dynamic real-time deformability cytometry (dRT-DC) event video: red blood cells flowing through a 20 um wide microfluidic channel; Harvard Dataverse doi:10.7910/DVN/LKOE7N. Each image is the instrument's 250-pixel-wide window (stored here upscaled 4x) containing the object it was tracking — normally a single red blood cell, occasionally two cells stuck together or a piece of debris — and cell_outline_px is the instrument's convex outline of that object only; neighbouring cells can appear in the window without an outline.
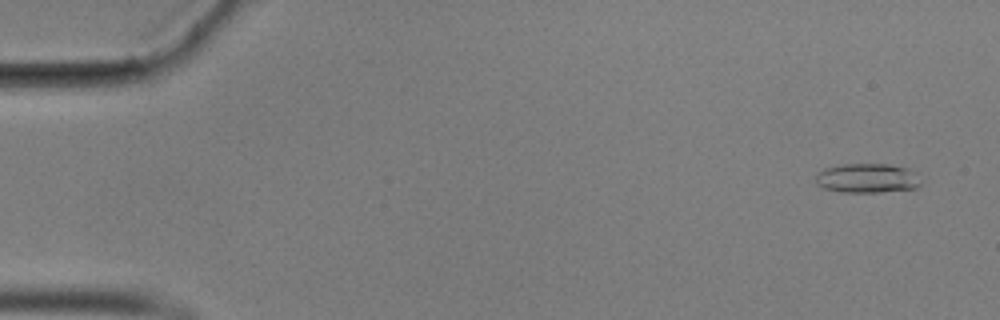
{"species": "common noctule bat (a hibernating species)", "species_latin": "Nyctalus noctula", "temperature_condition": "cold", "stored_images_in_passage": 56, "camera_frame_rate_fps": 3000, "um_per_image_px": 0.085, "animal": {"sex": "male", "body_mass_g": 17.9}, "frame": {"image": 1, "passage_image": 2, "time_ms": 0.333, "image_size_px": [1000, 320], "cell_outline_px": [[920, 184], [916, 188], [880, 192], [840, 192], [824, 188], [816, 184], [816, 172], [824, 168], [840, 164], [888, 164], [908, 168], [912, 172]], "centroid_in_image_um": [73.63, 15.14], "position_along_channel_um": 11.4, "area_um2": 17.92}}
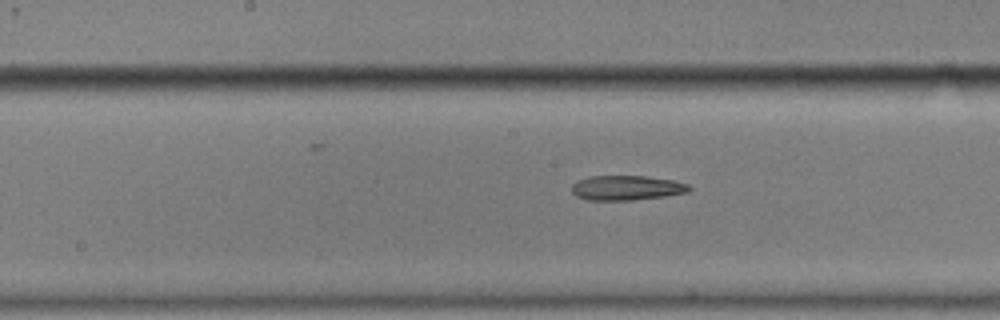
{"frame": {"image": 2, "passage_image": 28, "time_ms": 9.0, "image_size_px": [1000, 320], "cell_outline_px": [[692, 188], [688, 192], [664, 196], [632, 200], [584, 200], [576, 196], [572, 192], [572, 184], [588, 176], [644, 176], [672, 180], [688, 184]], "centroid_in_image_um": [53.24, 15.97], "position_along_channel_um": 195.0, "area_um2": 16.88}}
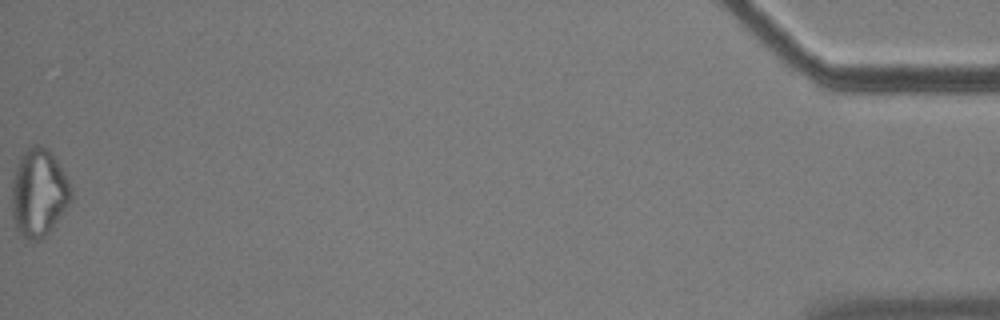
{"frame": {"image": 3, "passage_image": 56, "time_ms": 18.333, "image_size_px": [1000, 320], "cell_outline_px": [[72, 200], [48, 232], [44, 236], [36, 240], [28, 240], [16, 228], [12, 216], [12, 180], [20, 156], [32, 144], [40, 144], [48, 148], [64, 172], [72, 188]], "centroid_in_image_um": [3.29, 16.35], "position_along_channel_um": 431.9, "area_um2": 30.17}}